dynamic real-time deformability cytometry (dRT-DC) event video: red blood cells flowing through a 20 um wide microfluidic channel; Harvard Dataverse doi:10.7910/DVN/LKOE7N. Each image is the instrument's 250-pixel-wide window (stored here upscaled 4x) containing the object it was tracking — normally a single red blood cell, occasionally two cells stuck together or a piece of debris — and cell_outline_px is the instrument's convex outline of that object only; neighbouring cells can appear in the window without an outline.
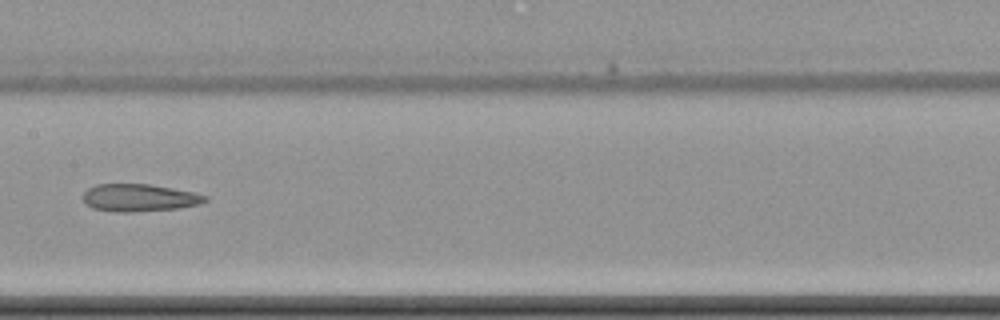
{"species": "common noctule bat (a hibernating species)", "species_latin": "Nyctalus noctula", "temperature_condition": "cold", "stored_images_in_passage": 11, "camera_frame_rate_fps": 3000, "um_per_image_px": 0.085, "animal": {"sex": "female", "body_mass_g": 22.7, "forearm_length_mm": 54.2}, "frame": {"image": 1, "passage_image": 4, "time_ms": 3.667, "image_size_px": [1000, 320], "cell_outline_px": [[208, 200], [200, 204], [176, 208], [132, 212], [112, 212], [92, 208], [84, 204], [80, 196], [88, 188], [96, 184], [152, 184], [196, 192], [208, 196]], "centroid_in_image_um": [11.8, 16.8], "position_along_channel_um": 195.6, "area_um2": 19.94}}
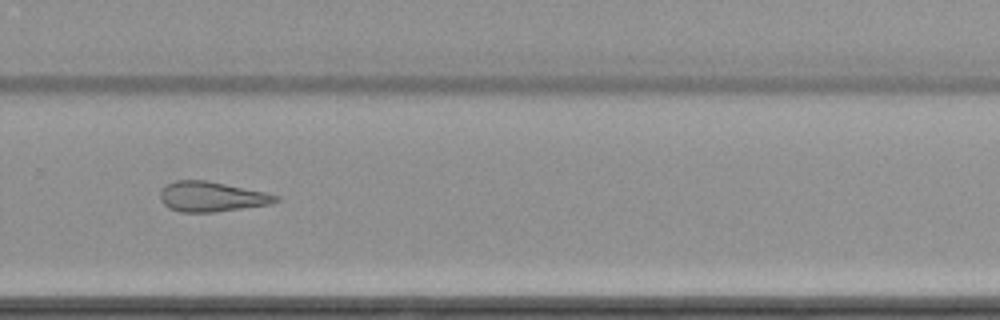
{"frame": {"image": 2, "passage_image": 7, "time_ms": 7.0, "image_size_px": [1000, 320], "cell_outline_px": [[280, 200], [272, 204], [216, 212], [180, 212], [168, 208], [160, 200], [160, 192], [168, 184], [176, 180], [208, 180], [264, 192], [280, 196]], "centroid_in_image_um": [18.0, 16.72], "position_along_channel_um": 311.8, "area_um2": 20.29}}
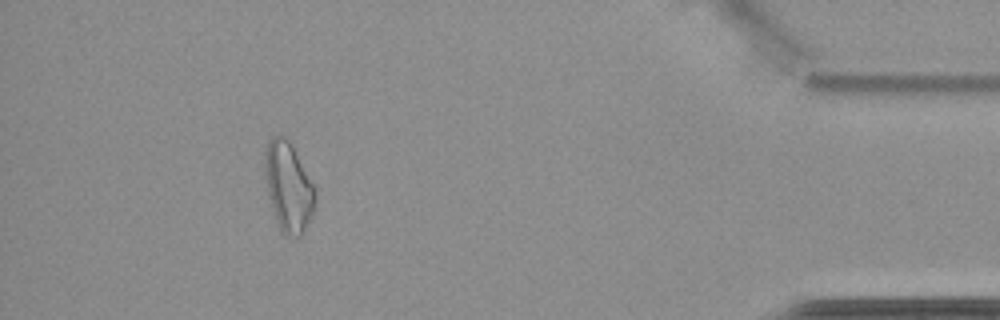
{"frame": {"image": 3, "passage_image": 10, "time_ms": 11.333, "image_size_px": [1000, 320], "cell_outline_px": [[316, 204], [312, 216], [300, 236], [284, 236], [276, 220], [268, 196], [264, 176], [264, 152], [272, 136], [284, 136], [288, 140], [316, 188]], "centroid_in_image_um": [24.51, 15.91], "position_along_channel_um": 410.7, "area_um2": 26.24}, "authors_computed_cell_mechanics": {"area_um2": 20.6346, "velocity_mm_per_s": 3.5034, "shape_relaxation_time_tau1_ms": null, "shape_relaxation_time_tau2_ms": 7.6513, "deformation_change_tau1": null, "deformation_change_tau2": 0.1628}}